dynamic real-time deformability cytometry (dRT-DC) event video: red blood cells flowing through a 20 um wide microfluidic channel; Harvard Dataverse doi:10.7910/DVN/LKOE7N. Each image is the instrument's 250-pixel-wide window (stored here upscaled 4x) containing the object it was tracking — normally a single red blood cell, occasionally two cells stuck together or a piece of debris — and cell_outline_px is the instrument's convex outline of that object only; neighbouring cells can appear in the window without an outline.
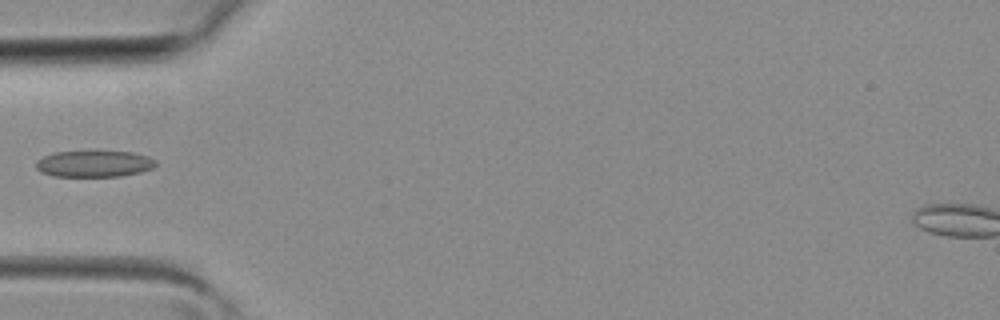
{"species": "common noctule bat (a hibernating species)", "species_latin": "Nyctalus noctula", "temperature_condition": "room temperature", "stored_images_in_passage": 2, "camera_frame_rate_fps": 3000, "um_per_image_px": 0.085, "animal": {"sex": "female", "body_mass_g": 19.3, "forearm_length_mm": 54.1}, "frame": {"image": 1, "passage_image": 2, "time_ms": 0.333, "image_size_px": [1000, 320], "cell_outline_px": [[156, 164], [152, 168], [140, 172], [120, 176], [52, 176], [40, 172], [36, 168], [36, 160], [44, 156], [56, 152], [132, 152], [148, 156], [156, 160]], "centroid_in_image_um": [7.99, 13.93], "position_along_channel_um": 77.0, "area_um2": 18.26}}